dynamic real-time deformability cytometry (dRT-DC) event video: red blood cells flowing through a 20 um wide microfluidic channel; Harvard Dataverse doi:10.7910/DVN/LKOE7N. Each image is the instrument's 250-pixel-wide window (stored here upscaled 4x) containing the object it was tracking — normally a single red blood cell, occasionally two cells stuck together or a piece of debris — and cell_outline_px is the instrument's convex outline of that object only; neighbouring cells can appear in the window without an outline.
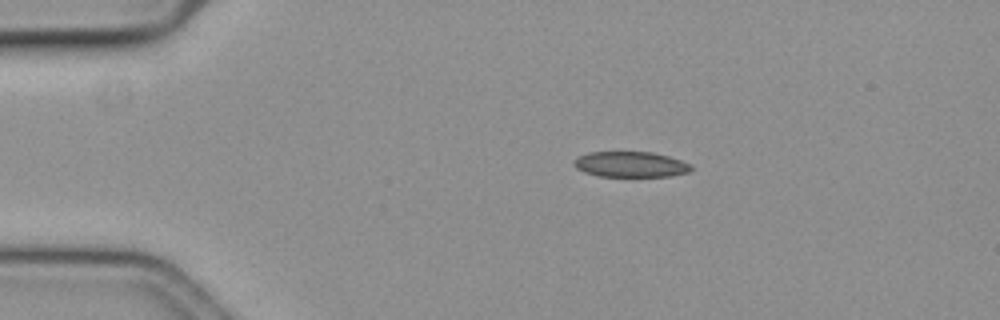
{"species": "common noctule bat (a hibernating species)", "species_latin": "Nyctalus noctula", "temperature_condition": "cold", "stored_images_in_passage": 45, "camera_frame_rate_fps": 3000, "um_per_image_px": 0.085, "animal": {"sex": "female", "body_mass_g": 19.3, "forearm_length_mm": 54.1}, "frame": {"image": 1, "passage_image": 4, "time_ms": 1.0, "image_size_px": [1000, 320], "cell_outline_px": [[692, 168], [688, 172], [668, 176], [600, 176], [584, 172], [576, 168], [572, 164], [580, 156], [588, 152], [652, 152], [668, 156], [692, 164]], "centroid_in_image_um": [53.6, 13.97], "position_along_channel_um": 31.4, "area_um2": 17.28}}
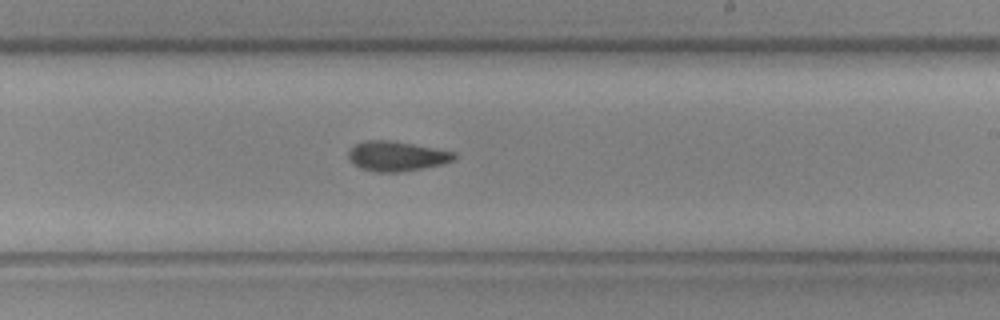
{"frame": {"image": 2, "passage_image": 27, "time_ms": 8.667, "image_size_px": [1000, 320], "cell_outline_px": [[456, 156], [452, 160], [440, 164], [400, 172], [376, 172], [360, 168], [352, 164], [348, 160], [348, 152], [356, 144], [364, 140], [392, 140], [456, 152]], "centroid_in_image_um": [33.66, 13.26], "position_along_channel_um": 255.3, "area_um2": 18.32}}
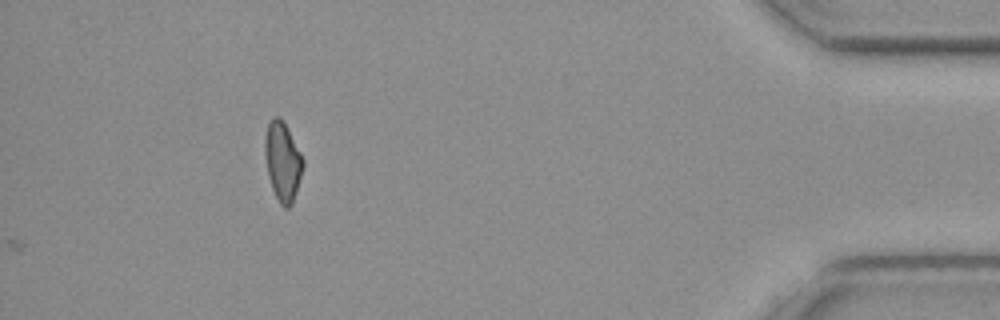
{"frame": {"image": 3, "passage_image": 45, "time_ms": 14.667, "image_size_px": [1000, 320], "cell_outline_px": [[304, 164], [292, 204], [288, 208], [284, 208], [280, 204], [272, 188], [268, 176], [264, 156], [264, 136], [268, 124], [272, 116], [280, 116], [300, 152], [304, 160]], "centroid_in_image_um": [23.99, 13.71], "position_along_channel_um": 411.2, "area_um2": 17.46}, "authors_computed_cell_mechanics": {"area_um2": 18.207, "velocity_mm_per_s": 3.6195, "shape_relaxation_time_tau1_ms": 5.3785, "shape_relaxation_time_tau2_ms": 3.6634, "deformation_change_tau1": 0.127, "deformation_change_tau2": 0.1032}}